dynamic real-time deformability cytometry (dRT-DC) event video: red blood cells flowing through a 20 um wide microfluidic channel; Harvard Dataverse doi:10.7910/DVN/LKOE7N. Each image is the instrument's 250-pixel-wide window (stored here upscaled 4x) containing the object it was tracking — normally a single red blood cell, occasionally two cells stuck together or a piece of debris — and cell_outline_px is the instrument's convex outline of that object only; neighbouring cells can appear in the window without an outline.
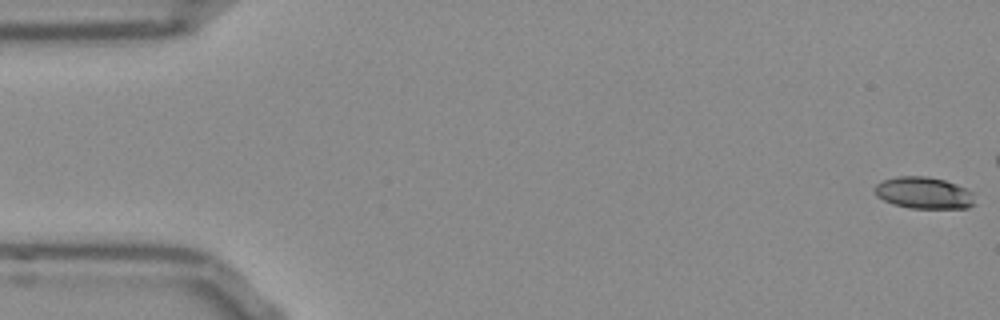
{"species": "Egyptian fruit bat (a non-hibernating species)", "species_latin": "Rousettus aegyptiacus", "temperature_condition": "room temperature", "stored_images_in_passage": 44, "camera_frame_rate_fps": 3000, "um_per_image_px": 0.085, "frame": {"image": 1, "passage_image": 1, "time_ms": 0.0, "image_size_px": [1000, 320], "cell_outline_px": [[976, 204], [968, 208], [908, 208], [892, 204], [876, 196], [876, 184], [880, 180], [896, 176], [928, 176], [944, 180], [956, 184], [972, 192]], "centroid_in_image_um": [78.52, 16.39], "position_along_channel_um": 6.5, "area_um2": 18.67}}
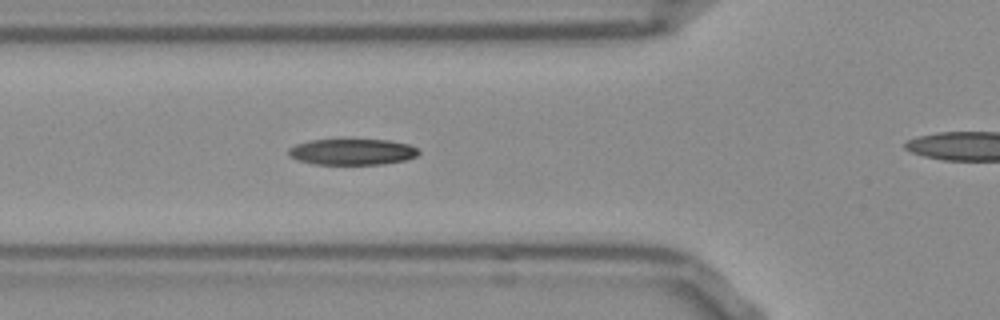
{"frame": {"image": 2, "passage_image": 19, "time_ms": 6.0, "image_size_px": [1000, 320], "cell_outline_px": [[420, 152], [416, 156], [408, 160], [384, 164], [312, 164], [296, 160], [288, 156], [288, 148], [296, 144], [312, 140], [388, 140], [408, 144], [416, 148]], "centroid_in_image_um": [29.92, 12.92], "position_along_channel_um": 95.9, "area_um2": 19.83}}
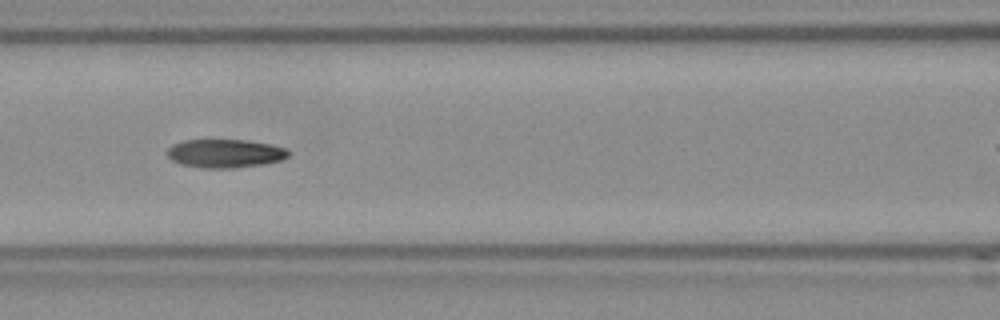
{"frame": {"image": 3, "passage_image": 23, "time_ms": 7.333, "image_size_px": [1000, 320], "cell_outline_px": [[288, 156], [280, 160], [260, 164], [236, 168], [204, 168], [180, 164], [172, 160], [164, 152], [172, 144], [184, 140], [248, 140], [268, 144], [284, 148], [288, 152]], "centroid_in_image_um": [19.05, 13.04], "position_along_channel_um": 147.6, "area_um2": 20.0}}